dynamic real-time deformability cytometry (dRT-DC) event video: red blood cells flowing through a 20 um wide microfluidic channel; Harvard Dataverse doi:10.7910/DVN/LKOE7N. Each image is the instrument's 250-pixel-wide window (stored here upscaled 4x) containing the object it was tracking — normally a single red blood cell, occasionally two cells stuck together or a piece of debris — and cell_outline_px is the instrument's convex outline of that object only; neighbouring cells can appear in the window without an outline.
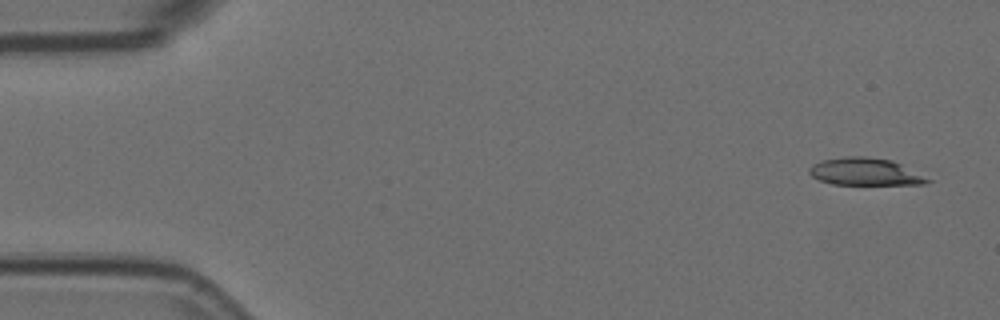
{"species": "Egyptian fruit bat (a non-hibernating species)", "species_latin": "Rousettus aegyptiacus", "temperature_condition": "room temperature", "stored_images_in_passage": 10, "camera_frame_rate_fps": 3000, "um_per_image_px": 0.085, "animal": {"sex": "female"}, "frame": {"image": 1, "passage_image": 1, "time_ms": 0.0, "image_size_px": [1000, 320], "cell_outline_px": [[932, 180], [924, 184], [832, 184], [820, 180], [812, 176], [808, 172], [808, 168], [812, 164], [824, 160], [844, 156], [864, 156], [892, 160]], "centroid_in_image_um": [73.49, 14.59], "position_along_channel_um": 11.5, "area_um2": 18.61}}
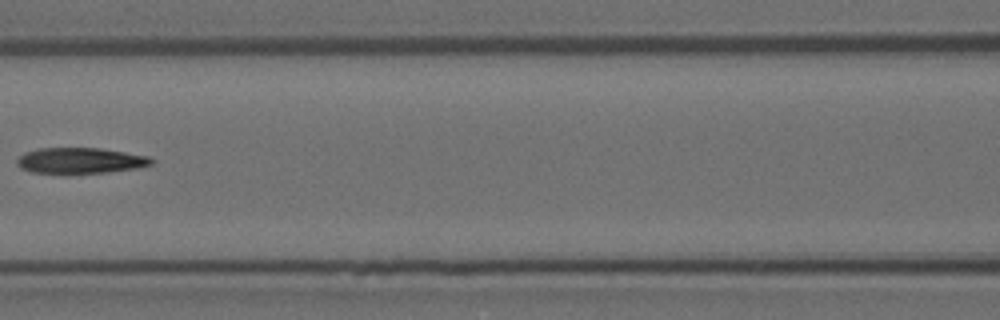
{"frame": {"image": 2, "passage_image": 6, "time_ms": 1.667, "image_size_px": [1000, 320], "cell_outline_px": [[156, 160], [152, 164], [136, 168], [104, 172], [32, 172], [20, 168], [16, 164], [16, 160], [24, 152], [36, 148], [100, 148], [148, 156]], "centroid_in_image_um": [6.81, 13.63], "position_along_channel_um": 159.8, "area_um2": 19.88}}
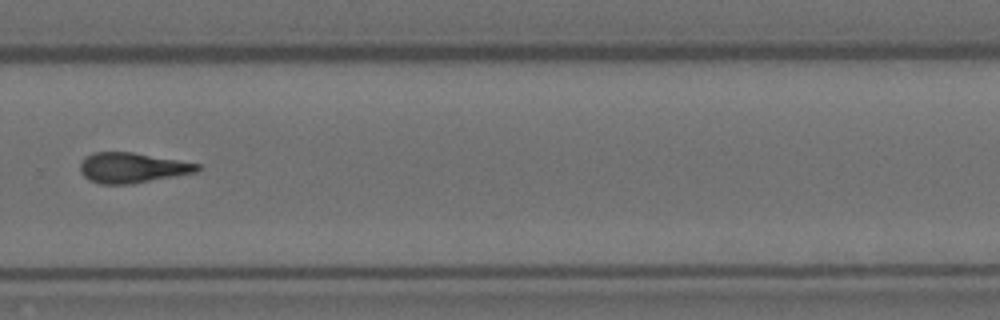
{"frame": {"image": 3, "passage_image": 10, "time_ms": 3.0, "image_size_px": [1000, 320], "cell_outline_px": [[200, 168], [196, 172], [132, 184], [100, 184], [88, 180], [80, 172], [80, 160], [84, 156], [92, 152], [132, 152], [200, 164]], "centroid_in_image_um": [11.16, 14.26], "position_along_channel_um": 318.6, "area_um2": 20.69}}